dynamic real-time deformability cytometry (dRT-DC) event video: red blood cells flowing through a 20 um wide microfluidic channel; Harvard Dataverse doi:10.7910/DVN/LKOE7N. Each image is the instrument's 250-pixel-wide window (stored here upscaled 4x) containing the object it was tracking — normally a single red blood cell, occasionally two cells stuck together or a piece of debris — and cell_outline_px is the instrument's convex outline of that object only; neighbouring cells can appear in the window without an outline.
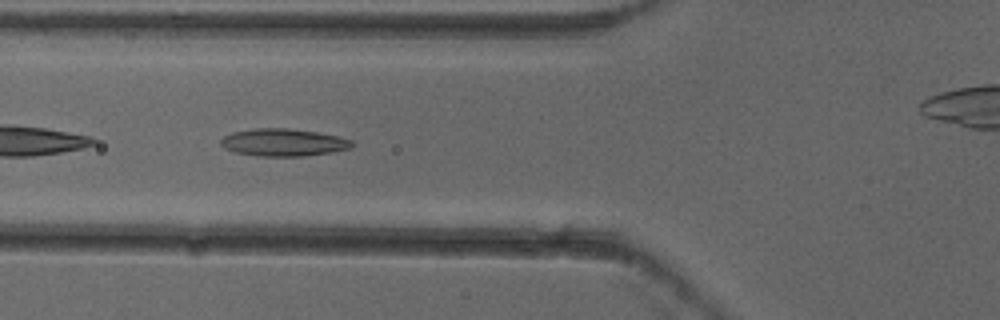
{"species": "common noctule bat (a hibernating species)", "species_latin": "Nyctalus noctula", "temperature_condition": "cold", "stored_images_in_passage": 7, "camera_frame_rate_fps": 3000, "um_per_image_px": 0.085, "animal": {"sex": "female"}, "frame": {"image": 1, "passage_image": 5, "time_ms": 1.333, "image_size_px": [1000, 320], "cell_outline_px": [[356, 144], [352, 148], [332, 152], [304, 156], [256, 156], [236, 152], [224, 148], [220, 144], [220, 140], [224, 136], [232, 132], [252, 128], [288, 128], [316, 132], [340, 136], [352, 140]], "centroid_in_image_um": [24.11, 12.1], "position_along_channel_um": 101.7, "area_um2": 21.21}}
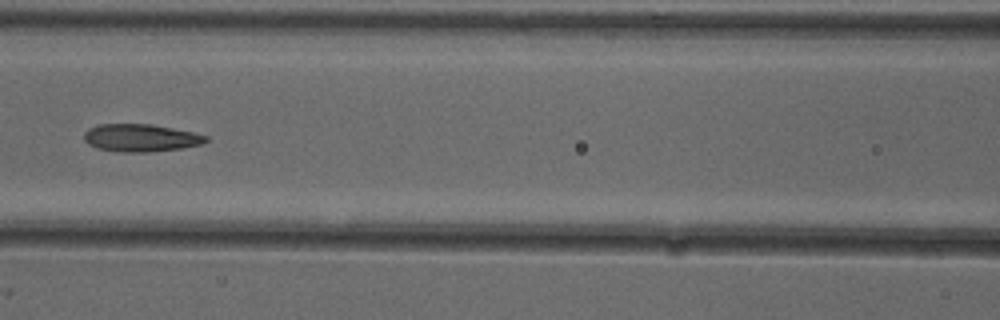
{"frame": {"image": 2, "passage_image": 6, "time_ms": 1.667, "image_size_px": [1000, 320], "cell_outline_px": [[208, 140], [204, 144], [184, 148], [148, 152], [124, 152], [96, 148], [88, 144], [84, 140], [84, 132], [88, 128], [96, 124], [152, 124], [192, 132], [208, 136]], "centroid_in_image_um": [11.96, 11.72], "position_along_channel_um": 154.6, "area_um2": 19.77}}
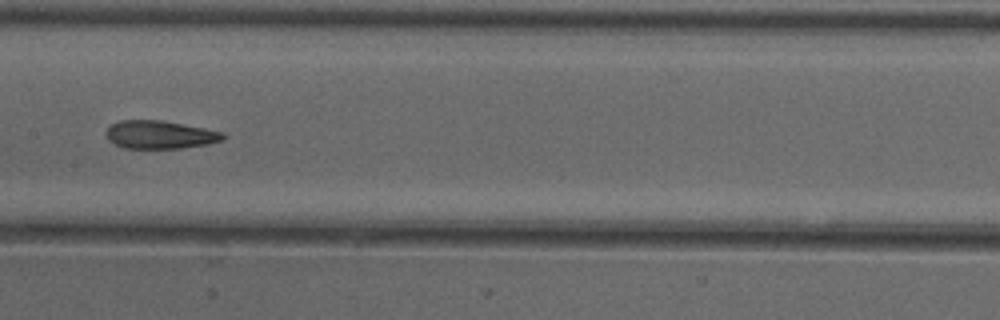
{"frame": {"image": 3, "passage_image": 7, "time_ms": 2.0, "image_size_px": [1000, 320], "cell_outline_px": [[228, 136], [224, 140], [208, 144], [180, 148], [124, 148], [108, 140], [104, 132], [112, 124], [120, 120], [160, 120], [204, 128], [224, 132]], "centroid_in_image_um": [13.61, 11.45], "position_along_channel_um": 193.8, "area_um2": 19.19}}